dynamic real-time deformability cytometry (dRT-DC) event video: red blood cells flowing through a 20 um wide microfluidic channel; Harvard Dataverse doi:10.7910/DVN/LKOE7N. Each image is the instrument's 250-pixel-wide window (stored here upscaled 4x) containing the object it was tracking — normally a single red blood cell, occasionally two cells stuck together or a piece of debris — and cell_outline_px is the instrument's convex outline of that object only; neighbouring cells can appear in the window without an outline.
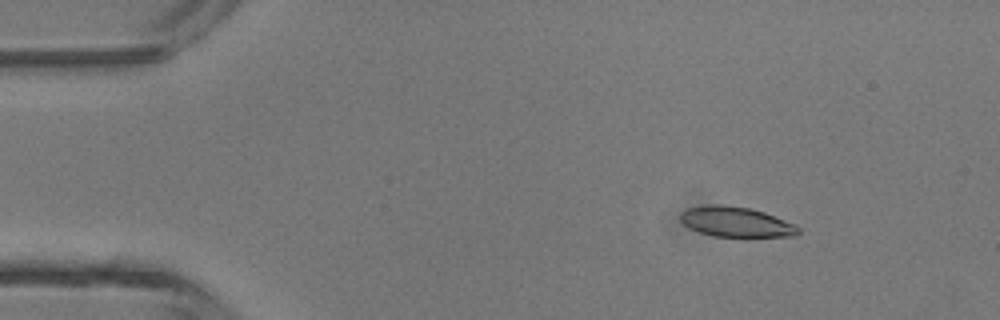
{"species": "common noctule bat (a hibernating species)", "species_latin": "Nyctalus noctula", "temperature_condition": "room temperature", "stored_images_in_passage": 4, "camera_frame_rate_fps": 3000, "um_per_image_px": 0.085, "animal": {"sex": "male", "body_mass_g": 13.3}, "frame": {"image": 1, "passage_image": 2, "time_ms": 0.333, "image_size_px": [1000, 320], "cell_outline_px": [[800, 232], [796, 236], [744, 240], [712, 236], [688, 228], [680, 220], [680, 212], [688, 208], [708, 204], [720, 204], [748, 208], [764, 212], [796, 224], [800, 228]], "centroid_in_image_um": [62.62, 18.93], "position_along_channel_um": 22.4, "area_um2": 21.91}}